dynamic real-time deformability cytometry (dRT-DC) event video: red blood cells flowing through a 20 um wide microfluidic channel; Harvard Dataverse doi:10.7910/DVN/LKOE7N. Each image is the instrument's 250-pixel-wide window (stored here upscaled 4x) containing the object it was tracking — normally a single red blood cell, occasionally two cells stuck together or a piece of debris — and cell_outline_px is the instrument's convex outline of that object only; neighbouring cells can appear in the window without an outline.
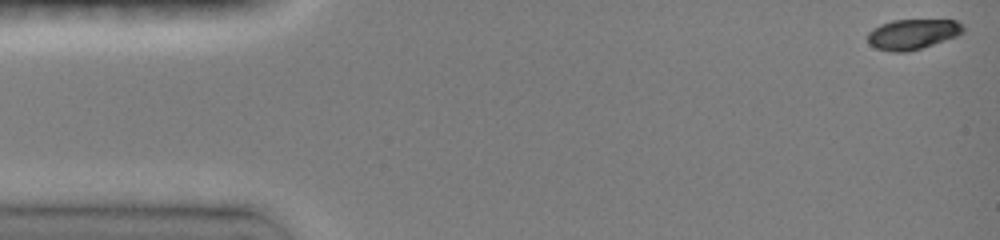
{"species": "common noctule bat (a hibernating species)", "species_latin": "Nyctalus noctula", "temperature_condition": "room temperature", "stored_images_in_passage": 18, "segment_of_instrument_passage": [1, 2], "camera_frame_rate_fps": 3000, "um_per_image_px": 0.085, "animal": {"sex": "female", "body_mass_g": 19.0, "forearm_length_mm": 51.5}, "frame": {"image": 1, "passage_image": 1, "time_ms": 0.0, "image_size_px": [1000, 240], "cell_outline_px": [[964, 32], [956, 36], [908, 52], [892, 52], [876, 48], [868, 44], [868, 32], [872, 28], [880, 24], [892, 20], [956, 20], [964, 24]], "centroid_in_image_um": [77.55, 2.89], "position_along_channel_um": 7.4, "area_um2": 16.88}}
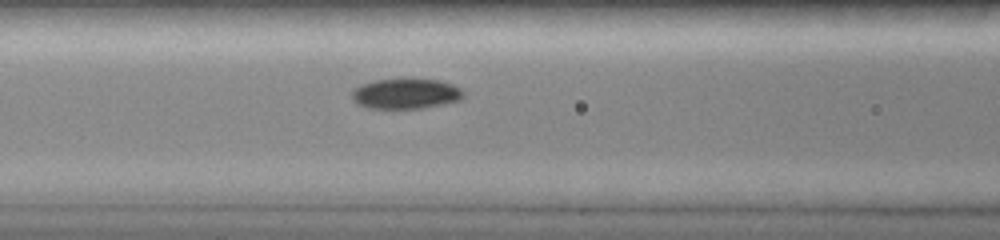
{"frame": {"image": 2, "passage_image": 17, "time_ms": 6.0, "image_size_px": [1000, 240], "cell_outline_px": [[464, 96], [460, 100], [444, 104], [424, 108], [392, 112], [368, 108], [356, 104], [352, 100], [352, 88], [360, 84], [376, 80], [400, 76], [440, 80], [452, 84], [460, 88], [464, 92]], "centroid_in_image_um": [34.43, 7.97], "position_along_channel_um": 132.2, "area_um2": 21.39}}